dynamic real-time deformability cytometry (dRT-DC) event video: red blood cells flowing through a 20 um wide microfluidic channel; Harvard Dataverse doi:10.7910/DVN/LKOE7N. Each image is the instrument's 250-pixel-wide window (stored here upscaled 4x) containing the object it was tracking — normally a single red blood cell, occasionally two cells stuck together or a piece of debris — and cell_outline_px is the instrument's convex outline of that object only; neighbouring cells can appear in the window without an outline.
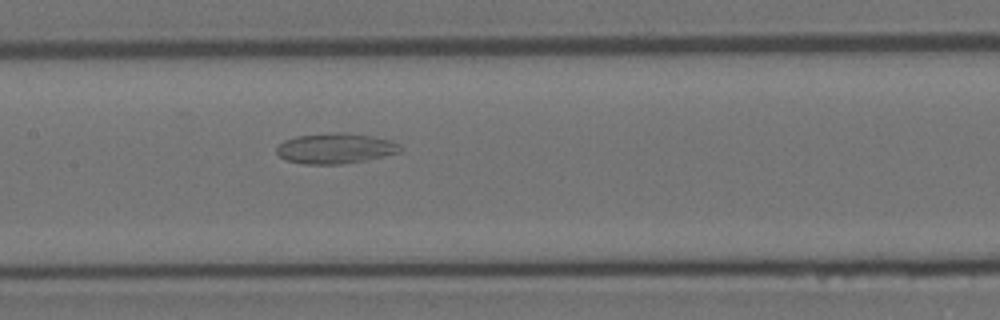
{"species": "Egyptian fruit bat (a non-hibernating species)", "species_latin": "Rousettus aegyptiacus", "temperature_condition": "room temperature", "stored_images_in_passage": 57, "camera_frame_rate_fps": 3000, "um_per_image_px": 0.085, "animal": {"sex": "female"}, "frame": {"image": 1, "passage_image": 28, "time_ms": 9.0, "image_size_px": [1000, 320], "cell_outline_px": [[400, 152], [384, 156], [364, 160], [340, 164], [304, 164], [284, 160], [276, 152], [276, 148], [284, 140], [296, 136], [332, 132], [344, 132], [372, 136], [392, 140], [400, 144]], "centroid_in_image_um": [28.49, 12.6], "position_along_channel_um": 178.9, "area_um2": 21.96}}
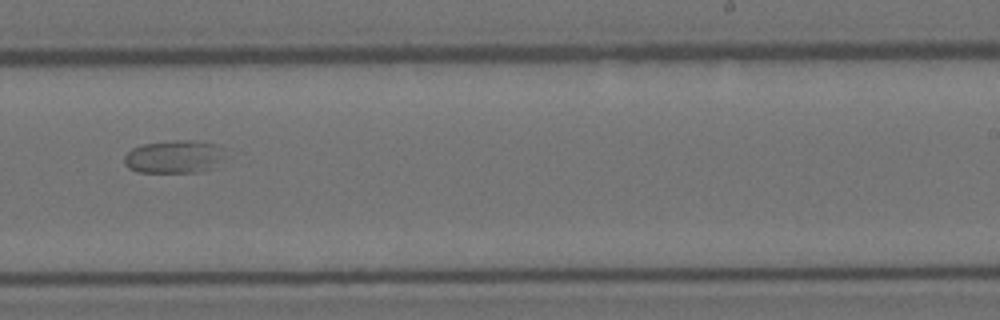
{"frame": {"image": 2, "passage_image": 36, "time_ms": 11.667, "image_size_px": [1000, 320], "cell_outline_px": [[228, 148], [208, 168], [200, 172], [136, 172], [128, 168], [124, 164], [124, 156], [132, 148], [144, 144], [172, 140], [196, 140], [216, 144]], "centroid_in_image_um": [14.74, 13.3], "position_along_channel_um": 274.3, "area_um2": 19.19}}
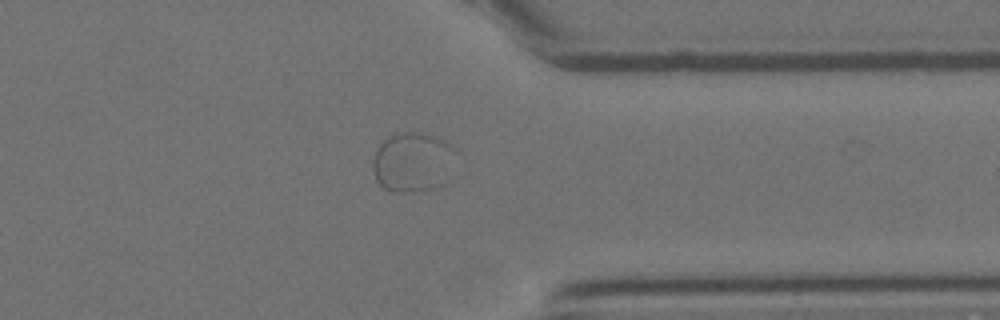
{"frame": {"image": 3, "passage_image": 45, "time_ms": 14.667, "image_size_px": [1000, 320], "cell_outline_px": [[452, 180], [444, 184], [432, 188], [404, 192], [392, 192], [384, 188], [376, 180], [372, 168], [372, 160], [380, 144], [388, 136], [404, 132], [420, 132], [436, 136], [444, 140], [452, 148]], "centroid_in_image_um": [35.08, 13.79], "position_along_channel_um": 376.3, "area_um2": 28.96}}